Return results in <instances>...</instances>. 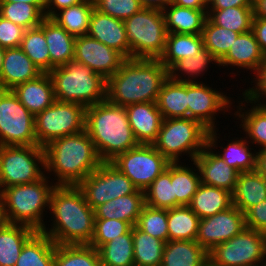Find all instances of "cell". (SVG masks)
I'll return each mask as SVG.
<instances>
[{
  "label": "cell",
  "mask_w": 266,
  "mask_h": 266,
  "mask_svg": "<svg viewBox=\"0 0 266 266\" xmlns=\"http://www.w3.org/2000/svg\"><path fill=\"white\" fill-rule=\"evenodd\" d=\"M49 211L50 216L53 215L51 228L45 226L41 232L56 245L90 244L94 234V210L78 186L56 185L50 195Z\"/></svg>",
  "instance_id": "cell-1"
},
{
  "label": "cell",
  "mask_w": 266,
  "mask_h": 266,
  "mask_svg": "<svg viewBox=\"0 0 266 266\" xmlns=\"http://www.w3.org/2000/svg\"><path fill=\"white\" fill-rule=\"evenodd\" d=\"M168 69L159 59H126L106 80V100L113 105L156 102Z\"/></svg>",
  "instance_id": "cell-2"
},
{
  "label": "cell",
  "mask_w": 266,
  "mask_h": 266,
  "mask_svg": "<svg viewBox=\"0 0 266 266\" xmlns=\"http://www.w3.org/2000/svg\"><path fill=\"white\" fill-rule=\"evenodd\" d=\"M44 150L45 174L53 172L55 185L78 186L103 162L85 130L54 139Z\"/></svg>",
  "instance_id": "cell-3"
},
{
  "label": "cell",
  "mask_w": 266,
  "mask_h": 266,
  "mask_svg": "<svg viewBox=\"0 0 266 266\" xmlns=\"http://www.w3.org/2000/svg\"><path fill=\"white\" fill-rule=\"evenodd\" d=\"M85 131L103 162L139 145L128 121L126 108L107 100L85 111Z\"/></svg>",
  "instance_id": "cell-4"
},
{
  "label": "cell",
  "mask_w": 266,
  "mask_h": 266,
  "mask_svg": "<svg viewBox=\"0 0 266 266\" xmlns=\"http://www.w3.org/2000/svg\"><path fill=\"white\" fill-rule=\"evenodd\" d=\"M48 178L50 176L45 174L36 182L6 187L0 192L9 223L25 225L35 231L49 226L44 222V211L49 210L50 195L56 185Z\"/></svg>",
  "instance_id": "cell-5"
},
{
  "label": "cell",
  "mask_w": 266,
  "mask_h": 266,
  "mask_svg": "<svg viewBox=\"0 0 266 266\" xmlns=\"http://www.w3.org/2000/svg\"><path fill=\"white\" fill-rule=\"evenodd\" d=\"M57 101L77 103L85 108L106 100V80L74 60L48 72Z\"/></svg>",
  "instance_id": "cell-6"
},
{
  "label": "cell",
  "mask_w": 266,
  "mask_h": 266,
  "mask_svg": "<svg viewBox=\"0 0 266 266\" xmlns=\"http://www.w3.org/2000/svg\"><path fill=\"white\" fill-rule=\"evenodd\" d=\"M124 24L129 59H160L168 34L162 10L143 7L125 19Z\"/></svg>",
  "instance_id": "cell-7"
},
{
  "label": "cell",
  "mask_w": 266,
  "mask_h": 266,
  "mask_svg": "<svg viewBox=\"0 0 266 266\" xmlns=\"http://www.w3.org/2000/svg\"><path fill=\"white\" fill-rule=\"evenodd\" d=\"M208 132L209 130L195 119H163L157 139L152 145L169 162H179L185 154L189 155L193 162L207 145Z\"/></svg>",
  "instance_id": "cell-8"
},
{
  "label": "cell",
  "mask_w": 266,
  "mask_h": 266,
  "mask_svg": "<svg viewBox=\"0 0 266 266\" xmlns=\"http://www.w3.org/2000/svg\"><path fill=\"white\" fill-rule=\"evenodd\" d=\"M44 175V147L0 146V192L6 187L36 182Z\"/></svg>",
  "instance_id": "cell-9"
},
{
  "label": "cell",
  "mask_w": 266,
  "mask_h": 266,
  "mask_svg": "<svg viewBox=\"0 0 266 266\" xmlns=\"http://www.w3.org/2000/svg\"><path fill=\"white\" fill-rule=\"evenodd\" d=\"M86 108L77 103L55 101L34 119L37 145L85 130Z\"/></svg>",
  "instance_id": "cell-10"
},
{
  "label": "cell",
  "mask_w": 266,
  "mask_h": 266,
  "mask_svg": "<svg viewBox=\"0 0 266 266\" xmlns=\"http://www.w3.org/2000/svg\"><path fill=\"white\" fill-rule=\"evenodd\" d=\"M34 119L12 90H0V146L37 145Z\"/></svg>",
  "instance_id": "cell-11"
},
{
  "label": "cell",
  "mask_w": 266,
  "mask_h": 266,
  "mask_svg": "<svg viewBox=\"0 0 266 266\" xmlns=\"http://www.w3.org/2000/svg\"><path fill=\"white\" fill-rule=\"evenodd\" d=\"M208 257L220 266H258L266 263V234L245 228L216 245Z\"/></svg>",
  "instance_id": "cell-12"
},
{
  "label": "cell",
  "mask_w": 266,
  "mask_h": 266,
  "mask_svg": "<svg viewBox=\"0 0 266 266\" xmlns=\"http://www.w3.org/2000/svg\"><path fill=\"white\" fill-rule=\"evenodd\" d=\"M110 162L141 191H145L170 163L153 145L146 144L120 153Z\"/></svg>",
  "instance_id": "cell-13"
},
{
  "label": "cell",
  "mask_w": 266,
  "mask_h": 266,
  "mask_svg": "<svg viewBox=\"0 0 266 266\" xmlns=\"http://www.w3.org/2000/svg\"><path fill=\"white\" fill-rule=\"evenodd\" d=\"M78 187L93 210L110 200L134 194L138 190L132 181L111 162H102Z\"/></svg>",
  "instance_id": "cell-14"
},
{
  "label": "cell",
  "mask_w": 266,
  "mask_h": 266,
  "mask_svg": "<svg viewBox=\"0 0 266 266\" xmlns=\"http://www.w3.org/2000/svg\"><path fill=\"white\" fill-rule=\"evenodd\" d=\"M188 95V118L199 121L208 130L218 129L216 116L223 111L230 112L233 106L232 97L226 96L225 92L199 81L187 83ZM218 113V114H217ZM216 122V123H215Z\"/></svg>",
  "instance_id": "cell-15"
},
{
  "label": "cell",
  "mask_w": 266,
  "mask_h": 266,
  "mask_svg": "<svg viewBox=\"0 0 266 266\" xmlns=\"http://www.w3.org/2000/svg\"><path fill=\"white\" fill-rule=\"evenodd\" d=\"M218 131L219 129L209 130L207 145L195 157L194 162L198 166L202 184L226 189L233 193L239 172L215 153L218 148L217 141H219L218 138L220 139L219 136L221 135L217 134Z\"/></svg>",
  "instance_id": "cell-16"
},
{
  "label": "cell",
  "mask_w": 266,
  "mask_h": 266,
  "mask_svg": "<svg viewBox=\"0 0 266 266\" xmlns=\"http://www.w3.org/2000/svg\"><path fill=\"white\" fill-rule=\"evenodd\" d=\"M246 228L245 215L232 205L227 210L200 219L196 242L207 252L230 240Z\"/></svg>",
  "instance_id": "cell-17"
},
{
  "label": "cell",
  "mask_w": 266,
  "mask_h": 266,
  "mask_svg": "<svg viewBox=\"0 0 266 266\" xmlns=\"http://www.w3.org/2000/svg\"><path fill=\"white\" fill-rule=\"evenodd\" d=\"M74 61L86 65L105 80L115 74L126 58L88 35L76 37Z\"/></svg>",
  "instance_id": "cell-18"
},
{
  "label": "cell",
  "mask_w": 266,
  "mask_h": 266,
  "mask_svg": "<svg viewBox=\"0 0 266 266\" xmlns=\"http://www.w3.org/2000/svg\"><path fill=\"white\" fill-rule=\"evenodd\" d=\"M87 35L129 59V43L126 39V29L123 20L102 14L93 9Z\"/></svg>",
  "instance_id": "cell-19"
},
{
  "label": "cell",
  "mask_w": 266,
  "mask_h": 266,
  "mask_svg": "<svg viewBox=\"0 0 266 266\" xmlns=\"http://www.w3.org/2000/svg\"><path fill=\"white\" fill-rule=\"evenodd\" d=\"M125 108L137 142L152 145L157 139L163 121L156 102L136 103Z\"/></svg>",
  "instance_id": "cell-20"
},
{
  "label": "cell",
  "mask_w": 266,
  "mask_h": 266,
  "mask_svg": "<svg viewBox=\"0 0 266 266\" xmlns=\"http://www.w3.org/2000/svg\"><path fill=\"white\" fill-rule=\"evenodd\" d=\"M42 74L20 47L6 48L0 72V90H13L17 85Z\"/></svg>",
  "instance_id": "cell-21"
},
{
  "label": "cell",
  "mask_w": 266,
  "mask_h": 266,
  "mask_svg": "<svg viewBox=\"0 0 266 266\" xmlns=\"http://www.w3.org/2000/svg\"><path fill=\"white\" fill-rule=\"evenodd\" d=\"M264 61V53L261 51L253 31L239 34L231 45L226 56L219 62L218 67L246 69L256 73L260 64Z\"/></svg>",
  "instance_id": "cell-22"
},
{
  "label": "cell",
  "mask_w": 266,
  "mask_h": 266,
  "mask_svg": "<svg viewBox=\"0 0 266 266\" xmlns=\"http://www.w3.org/2000/svg\"><path fill=\"white\" fill-rule=\"evenodd\" d=\"M12 91L34 116L56 101L48 73H42L33 80L17 85Z\"/></svg>",
  "instance_id": "cell-23"
},
{
  "label": "cell",
  "mask_w": 266,
  "mask_h": 266,
  "mask_svg": "<svg viewBox=\"0 0 266 266\" xmlns=\"http://www.w3.org/2000/svg\"><path fill=\"white\" fill-rule=\"evenodd\" d=\"M145 206V192L137 190L110 200L94 209L95 220L116 219L128 222L132 227L137 224L140 213Z\"/></svg>",
  "instance_id": "cell-24"
},
{
  "label": "cell",
  "mask_w": 266,
  "mask_h": 266,
  "mask_svg": "<svg viewBox=\"0 0 266 266\" xmlns=\"http://www.w3.org/2000/svg\"><path fill=\"white\" fill-rule=\"evenodd\" d=\"M241 97L243 99H241ZM236 112L233 113L238 120H240V127L244 131L245 139H250L248 142L251 145H258V150L266 148V106L258 105L248 101L244 96H240ZM243 100V101H242ZM241 102V103H239ZM245 103L252 105L250 108L246 107ZM242 106V107H241ZM247 108L245 110V108ZM244 111V112H243Z\"/></svg>",
  "instance_id": "cell-25"
},
{
  "label": "cell",
  "mask_w": 266,
  "mask_h": 266,
  "mask_svg": "<svg viewBox=\"0 0 266 266\" xmlns=\"http://www.w3.org/2000/svg\"><path fill=\"white\" fill-rule=\"evenodd\" d=\"M44 34L50 54V71L74 59L76 37L51 18H44Z\"/></svg>",
  "instance_id": "cell-26"
},
{
  "label": "cell",
  "mask_w": 266,
  "mask_h": 266,
  "mask_svg": "<svg viewBox=\"0 0 266 266\" xmlns=\"http://www.w3.org/2000/svg\"><path fill=\"white\" fill-rule=\"evenodd\" d=\"M167 33L202 34L207 9H193L169 4L163 10Z\"/></svg>",
  "instance_id": "cell-27"
},
{
  "label": "cell",
  "mask_w": 266,
  "mask_h": 266,
  "mask_svg": "<svg viewBox=\"0 0 266 266\" xmlns=\"http://www.w3.org/2000/svg\"><path fill=\"white\" fill-rule=\"evenodd\" d=\"M264 200H266V178L257 170L239 173L232 193V205L245 213Z\"/></svg>",
  "instance_id": "cell-28"
},
{
  "label": "cell",
  "mask_w": 266,
  "mask_h": 266,
  "mask_svg": "<svg viewBox=\"0 0 266 266\" xmlns=\"http://www.w3.org/2000/svg\"><path fill=\"white\" fill-rule=\"evenodd\" d=\"M188 206L200 219H204L231 207L232 193L200 183Z\"/></svg>",
  "instance_id": "cell-29"
},
{
  "label": "cell",
  "mask_w": 266,
  "mask_h": 266,
  "mask_svg": "<svg viewBox=\"0 0 266 266\" xmlns=\"http://www.w3.org/2000/svg\"><path fill=\"white\" fill-rule=\"evenodd\" d=\"M156 104L163 119L188 118L187 82L168 78L162 85Z\"/></svg>",
  "instance_id": "cell-30"
},
{
  "label": "cell",
  "mask_w": 266,
  "mask_h": 266,
  "mask_svg": "<svg viewBox=\"0 0 266 266\" xmlns=\"http://www.w3.org/2000/svg\"><path fill=\"white\" fill-rule=\"evenodd\" d=\"M208 252L196 241L171 240L165 243L161 266H202Z\"/></svg>",
  "instance_id": "cell-31"
},
{
  "label": "cell",
  "mask_w": 266,
  "mask_h": 266,
  "mask_svg": "<svg viewBox=\"0 0 266 266\" xmlns=\"http://www.w3.org/2000/svg\"><path fill=\"white\" fill-rule=\"evenodd\" d=\"M33 228L8 223L0 230V266H15L24 244L36 233Z\"/></svg>",
  "instance_id": "cell-32"
},
{
  "label": "cell",
  "mask_w": 266,
  "mask_h": 266,
  "mask_svg": "<svg viewBox=\"0 0 266 266\" xmlns=\"http://www.w3.org/2000/svg\"><path fill=\"white\" fill-rule=\"evenodd\" d=\"M204 48L202 34L168 33L160 62L169 70L176 62L195 56Z\"/></svg>",
  "instance_id": "cell-33"
},
{
  "label": "cell",
  "mask_w": 266,
  "mask_h": 266,
  "mask_svg": "<svg viewBox=\"0 0 266 266\" xmlns=\"http://www.w3.org/2000/svg\"><path fill=\"white\" fill-rule=\"evenodd\" d=\"M182 163L181 161L171 162V183L176 196V207L188 206L201 183L196 163L193 161L196 168L184 166Z\"/></svg>",
  "instance_id": "cell-34"
},
{
  "label": "cell",
  "mask_w": 266,
  "mask_h": 266,
  "mask_svg": "<svg viewBox=\"0 0 266 266\" xmlns=\"http://www.w3.org/2000/svg\"><path fill=\"white\" fill-rule=\"evenodd\" d=\"M93 9V0H83L76 5L59 10L51 19L63 27L70 35L74 37L85 36L89 31Z\"/></svg>",
  "instance_id": "cell-35"
},
{
  "label": "cell",
  "mask_w": 266,
  "mask_h": 266,
  "mask_svg": "<svg viewBox=\"0 0 266 266\" xmlns=\"http://www.w3.org/2000/svg\"><path fill=\"white\" fill-rule=\"evenodd\" d=\"M56 244L37 231L23 246L15 266H53Z\"/></svg>",
  "instance_id": "cell-36"
},
{
  "label": "cell",
  "mask_w": 266,
  "mask_h": 266,
  "mask_svg": "<svg viewBox=\"0 0 266 266\" xmlns=\"http://www.w3.org/2000/svg\"><path fill=\"white\" fill-rule=\"evenodd\" d=\"M210 64H216V66H218L219 62L209 50L204 47L201 51L197 52L195 56L186 57L176 62L168 70L169 78L179 82H197L196 78L203 76L206 71L208 72Z\"/></svg>",
  "instance_id": "cell-37"
},
{
  "label": "cell",
  "mask_w": 266,
  "mask_h": 266,
  "mask_svg": "<svg viewBox=\"0 0 266 266\" xmlns=\"http://www.w3.org/2000/svg\"><path fill=\"white\" fill-rule=\"evenodd\" d=\"M168 241H196L200 218L189 206H178L167 210Z\"/></svg>",
  "instance_id": "cell-38"
},
{
  "label": "cell",
  "mask_w": 266,
  "mask_h": 266,
  "mask_svg": "<svg viewBox=\"0 0 266 266\" xmlns=\"http://www.w3.org/2000/svg\"><path fill=\"white\" fill-rule=\"evenodd\" d=\"M234 140V141H233ZM225 145L219 146L221 148L220 151H216L217 155L224 159V161L234 169H236L239 173L241 172H251L256 170V161H257V151L252 145H249V142L243 137L240 139L232 137V140ZM251 150H254L252 152ZM221 153V154H220Z\"/></svg>",
  "instance_id": "cell-39"
},
{
  "label": "cell",
  "mask_w": 266,
  "mask_h": 266,
  "mask_svg": "<svg viewBox=\"0 0 266 266\" xmlns=\"http://www.w3.org/2000/svg\"><path fill=\"white\" fill-rule=\"evenodd\" d=\"M134 246V265L161 266L165 243L141 231L136 225L132 227Z\"/></svg>",
  "instance_id": "cell-40"
},
{
  "label": "cell",
  "mask_w": 266,
  "mask_h": 266,
  "mask_svg": "<svg viewBox=\"0 0 266 266\" xmlns=\"http://www.w3.org/2000/svg\"><path fill=\"white\" fill-rule=\"evenodd\" d=\"M101 266H133L134 246L132 228L98 249Z\"/></svg>",
  "instance_id": "cell-41"
},
{
  "label": "cell",
  "mask_w": 266,
  "mask_h": 266,
  "mask_svg": "<svg viewBox=\"0 0 266 266\" xmlns=\"http://www.w3.org/2000/svg\"><path fill=\"white\" fill-rule=\"evenodd\" d=\"M53 266H101L98 250L89 244L56 245Z\"/></svg>",
  "instance_id": "cell-42"
},
{
  "label": "cell",
  "mask_w": 266,
  "mask_h": 266,
  "mask_svg": "<svg viewBox=\"0 0 266 266\" xmlns=\"http://www.w3.org/2000/svg\"><path fill=\"white\" fill-rule=\"evenodd\" d=\"M20 48L42 73L50 71V54L44 34V19L39 26L25 30Z\"/></svg>",
  "instance_id": "cell-43"
},
{
  "label": "cell",
  "mask_w": 266,
  "mask_h": 266,
  "mask_svg": "<svg viewBox=\"0 0 266 266\" xmlns=\"http://www.w3.org/2000/svg\"><path fill=\"white\" fill-rule=\"evenodd\" d=\"M207 17L217 26L243 34L252 30L253 7H229L207 10Z\"/></svg>",
  "instance_id": "cell-44"
},
{
  "label": "cell",
  "mask_w": 266,
  "mask_h": 266,
  "mask_svg": "<svg viewBox=\"0 0 266 266\" xmlns=\"http://www.w3.org/2000/svg\"><path fill=\"white\" fill-rule=\"evenodd\" d=\"M144 192L145 205L149 207L166 210L176 207V196L171 183V162Z\"/></svg>",
  "instance_id": "cell-45"
},
{
  "label": "cell",
  "mask_w": 266,
  "mask_h": 266,
  "mask_svg": "<svg viewBox=\"0 0 266 266\" xmlns=\"http://www.w3.org/2000/svg\"><path fill=\"white\" fill-rule=\"evenodd\" d=\"M238 35L237 32L215 25L208 17L202 31L204 47L218 62L226 56Z\"/></svg>",
  "instance_id": "cell-46"
},
{
  "label": "cell",
  "mask_w": 266,
  "mask_h": 266,
  "mask_svg": "<svg viewBox=\"0 0 266 266\" xmlns=\"http://www.w3.org/2000/svg\"><path fill=\"white\" fill-rule=\"evenodd\" d=\"M0 16L26 30L39 26L45 18L35 5L25 2H0Z\"/></svg>",
  "instance_id": "cell-47"
},
{
  "label": "cell",
  "mask_w": 266,
  "mask_h": 266,
  "mask_svg": "<svg viewBox=\"0 0 266 266\" xmlns=\"http://www.w3.org/2000/svg\"><path fill=\"white\" fill-rule=\"evenodd\" d=\"M136 226L150 236L168 242V218L166 209H157L145 205L139 215Z\"/></svg>",
  "instance_id": "cell-48"
},
{
  "label": "cell",
  "mask_w": 266,
  "mask_h": 266,
  "mask_svg": "<svg viewBox=\"0 0 266 266\" xmlns=\"http://www.w3.org/2000/svg\"><path fill=\"white\" fill-rule=\"evenodd\" d=\"M132 226L121 220H95L94 234L89 245L98 249L100 246L126 234Z\"/></svg>",
  "instance_id": "cell-49"
},
{
  "label": "cell",
  "mask_w": 266,
  "mask_h": 266,
  "mask_svg": "<svg viewBox=\"0 0 266 266\" xmlns=\"http://www.w3.org/2000/svg\"><path fill=\"white\" fill-rule=\"evenodd\" d=\"M93 3L97 11L123 21L143 8L139 0H93Z\"/></svg>",
  "instance_id": "cell-50"
},
{
  "label": "cell",
  "mask_w": 266,
  "mask_h": 266,
  "mask_svg": "<svg viewBox=\"0 0 266 266\" xmlns=\"http://www.w3.org/2000/svg\"><path fill=\"white\" fill-rule=\"evenodd\" d=\"M251 84L253 85L249 89L243 91V96L250 102L257 103L258 105L266 106V59L260 64V67L256 71ZM256 77V78H255ZM262 100V101H261ZM264 100V101H263ZM263 102V103H261ZM265 102V103H264Z\"/></svg>",
  "instance_id": "cell-51"
},
{
  "label": "cell",
  "mask_w": 266,
  "mask_h": 266,
  "mask_svg": "<svg viewBox=\"0 0 266 266\" xmlns=\"http://www.w3.org/2000/svg\"><path fill=\"white\" fill-rule=\"evenodd\" d=\"M25 30V28L0 16V47L5 49L20 47Z\"/></svg>",
  "instance_id": "cell-52"
},
{
  "label": "cell",
  "mask_w": 266,
  "mask_h": 266,
  "mask_svg": "<svg viewBox=\"0 0 266 266\" xmlns=\"http://www.w3.org/2000/svg\"><path fill=\"white\" fill-rule=\"evenodd\" d=\"M244 215L246 228L266 234V200L248 209Z\"/></svg>",
  "instance_id": "cell-53"
},
{
  "label": "cell",
  "mask_w": 266,
  "mask_h": 266,
  "mask_svg": "<svg viewBox=\"0 0 266 266\" xmlns=\"http://www.w3.org/2000/svg\"><path fill=\"white\" fill-rule=\"evenodd\" d=\"M252 31L256 37L261 51L266 53V19L262 17H253Z\"/></svg>",
  "instance_id": "cell-54"
},
{
  "label": "cell",
  "mask_w": 266,
  "mask_h": 266,
  "mask_svg": "<svg viewBox=\"0 0 266 266\" xmlns=\"http://www.w3.org/2000/svg\"><path fill=\"white\" fill-rule=\"evenodd\" d=\"M229 7H253V0H211L207 10H223Z\"/></svg>",
  "instance_id": "cell-55"
},
{
  "label": "cell",
  "mask_w": 266,
  "mask_h": 266,
  "mask_svg": "<svg viewBox=\"0 0 266 266\" xmlns=\"http://www.w3.org/2000/svg\"><path fill=\"white\" fill-rule=\"evenodd\" d=\"M83 0H46L44 16L51 18L61 9L76 5Z\"/></svg>",
  "instance_id": "cell-56"
},
{
  "label": "cell",
  "mask_w": 266,
  "mask_h": 266,
  "mask_svg": "<svg viewBox=\"0 0 266 266\" xmlns=\"http://www.w3.org/2000/svg\"><path fill=\"white\" fill-rule=\"evenodd\" d=\"M171 4L193 9H207L208 6L204 0H172Z\"/></svg>",
  "instance_id": "cell-57"
},
{
  "label": "cell",
  "mask_w": 266,
  "mask_h": 266,
  "mask_svg": "<svg viewBox=\"0 0 266 266\" xmlns=\"http://www.w3.org/2000/svg\"><path fill=\"white\" fill-rule=\"evenodd\" d=\"M172 0H139L142 7L163 10Z\"/></svg>",
  "instance_id": "cell-58"
},
{
  "label": "cell",
  "mask_w": 266,
  "mask_h": 266,
  "mask_svg": "<svg viewBox=\"0 0 266 266\" xmlns=\"http://www.w3.org/2000/svg\"><path fill=\"white\" fill-rule=\"evenodd\" d=\"M256 170L266 178V148L257 152Z\"/></svg>",
  "instance_id": "cell-59"
},
{
  "label": "cell",
  "mask_w": 266,
  "mask_h": 266,
  "mask_svg": "<svg viewBox=\"0 0 266 266\" xmlns=\"http://www.w3.org/2000/svg\"><path fill=\"white\" fill-rule=\"evenodd\" d=\"M254 17L266 19V0H253Z\"/></svg>",
  "instance_id": "cell-60"
},
{
  "label": "cell",
  "mask_w": 266,
  "mask_h": 266,
  "mask_svg": "<svg viewBox=\"0 0 266 266\" xmlns=\"http://www.w3.org/2000/svg\"><path fill=\"white\" fill-rule=\"evenodd\" d=\"M0 2H25L35 5L43 14L45 12L46 0H0Z\"/></svg>",
  "instance_id": "cell-61"
},
{
  "label": "cell",
  "mask_w": 266,
  "mask_h": 266,
  "mask_svg": "<svg viewBox=\"0 0 266 266\" xmlns=\"http://www.w3.org/2000/svg\"><path fill=\"white\" fill-rule=\"evenodd\" d=\"M6 212L4 209V205L2 199L0 197V230L3 229L8 224Z\"/></svg>",
  "instance_id": "cell-62"
},
{
  "label": "cell",
  "mask_w": 266,
  "mask_h": 266,
  "mask_svg": "<svg viewBox=\"0 0 266 266\" xmlns=\"http://www.w3.org/2000/svg\"><path fill=\"white\" fill-rule=\"evenodd\" d=\"M4 53H5V48L0 47V72L2 70Z\"/></svg>",
  "instance_id": "cell-63"
},
{
  "label": "cell",
  "mask_w": 266,
  "mask_h": 266,
  "mask_svg": "<svg viewBox=\"0 0 266 266\" xmlns=\"http://www.w3.org/2000/svg\"><path fill=\"white\" fill-rule=\"evenodd\" d=\"M202 266H220L215 264L209 257L208 259L202 264Z\"/></svg>",
  "instance_id": "cell-64"
},
{
  "label": "cell",
  "mask_w": 266,
  "mask_h": 266,
  "mask_svg": "<svg viewBox=\"0 0 266 266\" xmlns=\"http://www.w3.org/2000/svg\"><path fill=\"white\" fill-rule=\"evenodd\" d=\"M207 4L211 1V0H204Z\"/></svg>",
  "instance_id": "cell-65"
}]
</instances>
